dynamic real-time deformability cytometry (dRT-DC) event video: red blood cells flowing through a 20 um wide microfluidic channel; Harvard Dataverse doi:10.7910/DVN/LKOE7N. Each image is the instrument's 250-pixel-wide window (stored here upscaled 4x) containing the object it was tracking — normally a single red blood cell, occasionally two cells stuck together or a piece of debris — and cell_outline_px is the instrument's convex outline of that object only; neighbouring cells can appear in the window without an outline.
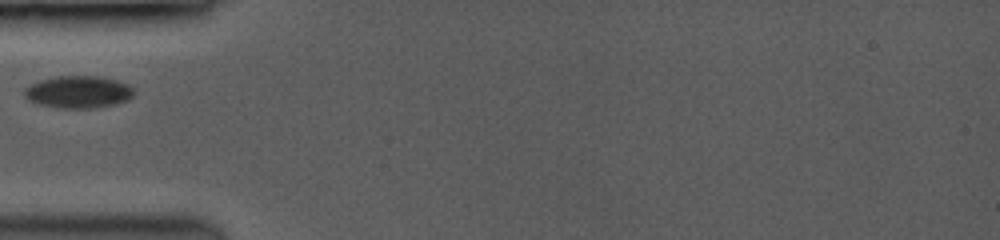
{"species": "common noctule bat (a hibernating species)", "species_latin": "Nyctalus noctula", "temperature_condition": "room temperature", "stored_images_in_passage": 15, "camera_frame_rate_fps": 3500, "um_per_image_px": 0.085, "animal": {"sex": "female", "body_mass_g": 19.0, "forearm_length_mm": 53.3}, "frame": {"image": 1, "passage_image": 1, "time_ms": 0.0, "image_size_px": [1000, 240], "cell_outline_px": [[132, 96], [128, 100], [112, 104], [84, 108], [64, 108], [40, 104], [24, 96], [24, 88], [40, 80], [56, 76], [100, 76], [116, 80], [128, 84], [132, 88]], "centroid_in_image_um": [6.65, 7.79], "position_along_channel_um": 78.3, "area_um2": 20.11}}
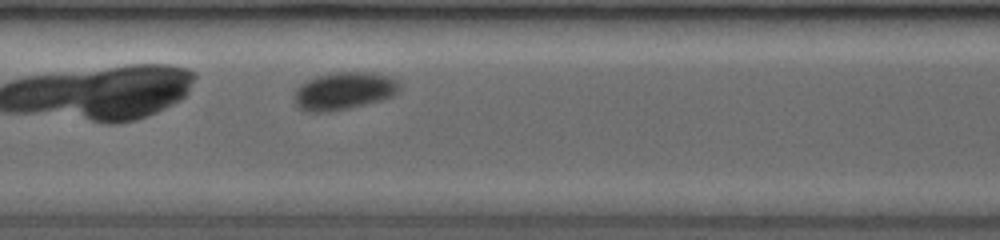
{"frame": {"image": 2, "passage_image": 10, "time_ms": 2.571, "image_size_px": [1000, 240], "cell_outline_px": [[400, 88], [396, 92], [388, 96], [376, 100], [344, 108], [316, 112], [300, 108], [296, 100], [296, 88], [300, 84], [308, 80], [328, 72], [368, 72], [388, 76], [396, 80], [400, 84]], "centroid_in_image_um": [29.22, 7.67], "position_along_channel_um": 178.2, "area_um2": 21.96}}